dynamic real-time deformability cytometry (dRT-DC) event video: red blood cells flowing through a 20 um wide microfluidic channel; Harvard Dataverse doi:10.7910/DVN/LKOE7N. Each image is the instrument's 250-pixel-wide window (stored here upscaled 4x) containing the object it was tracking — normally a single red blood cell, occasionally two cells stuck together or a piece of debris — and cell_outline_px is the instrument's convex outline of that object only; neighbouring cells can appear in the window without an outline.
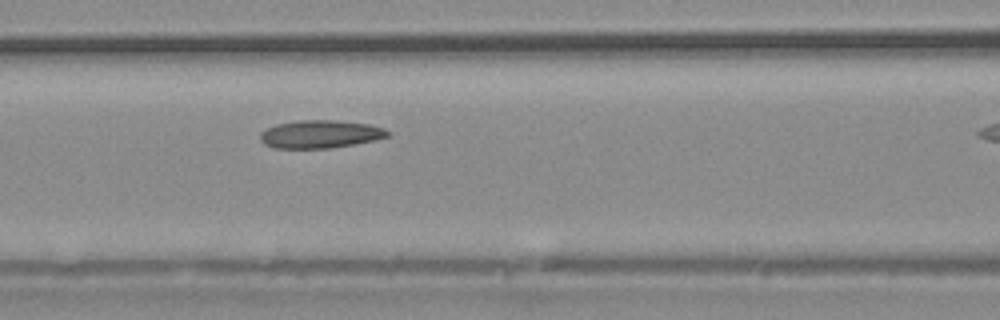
{"species": "common noctule bat (a hibernating species)", "species_latin": "Nyctalus noctula", "temperature_condition": "warm", "stored_images_in_passage": 7, "camera_frame_rate_fps": 3000, "um_per_image_px": 0.085, "animal": {"sex": "male", "body_mass_g": 20.4}, "frame": {"image": 1, "passage_image": 6, "time_ms": 1.667, "image_size_px": [1000, 320], "cell_outline_px": [[392, 132], [388, 136], [376, 140], [332, 148], [272, 148], [264, 144], [260, 140], [260, 132], [276, 124], [300, 120], [332, 120], [368, 124], [384, 128]], "centroid_in_image_um": [27.22, 11.41], "position_along_channel_um": 139.4, "area_um2": 20.81}}